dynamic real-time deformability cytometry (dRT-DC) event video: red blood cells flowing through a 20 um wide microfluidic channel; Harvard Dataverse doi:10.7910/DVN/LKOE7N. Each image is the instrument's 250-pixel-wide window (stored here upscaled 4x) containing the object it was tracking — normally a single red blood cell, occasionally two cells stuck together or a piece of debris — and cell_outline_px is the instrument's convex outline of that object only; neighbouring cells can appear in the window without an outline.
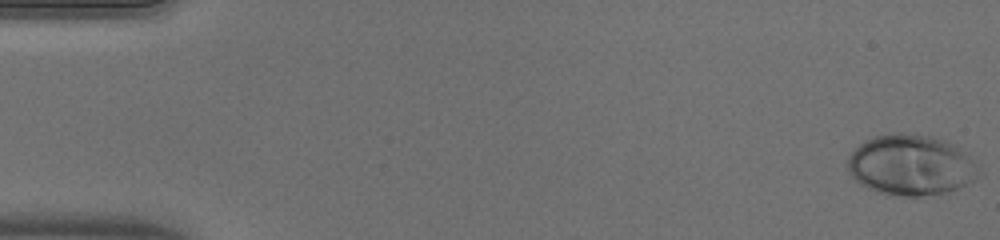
{"species": "human", "species_latin": "Homo sapiens", "temperature_condition": "warm", "stored_images_in_passage": 51, "camera_frame_rate_fps": 3000, "um_per_image_px": 0.085, "donor": {"sex": "male"}, "frame": {"image": 1, "passage_image": 1, "time_ms": 0.0, "image_size_px": [1000, 240], "cell_outline_px": [[984, 176], [976, 180], [956, 188], [944, 192], [920, 196], [888, 196], [876, 192], [860, 184], [848, 172], [848, 156], [860, 144], [872, 136], [896, 132], [916, 132], [932, 136], [944, 140], [952, 144], [964, 152], [980, 164], [984, 172]], "centroid_in_image_um": [77.47, 14.02], "position_along_channel_um": 7.5, "area_um2": 47.22}}
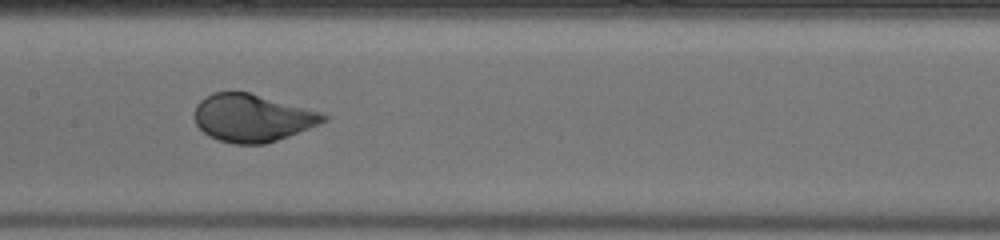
{"frame": {"image": 2, "passage_image": 26, "time_ms": 8.333, "image_size_px": [1000, 240], "cell_outline_px": [[328, 120], [288, 136], [264, 144], [232, 144], [208, 136], [196, 124], [196, 104], [200, 100], [212, 92], [248, 92], [320, 112], [328, 116]], "centroid_in_image_um": [21.42, 10.03], "position_along_channel_um": 186.0, "area_um2": 35.26}}
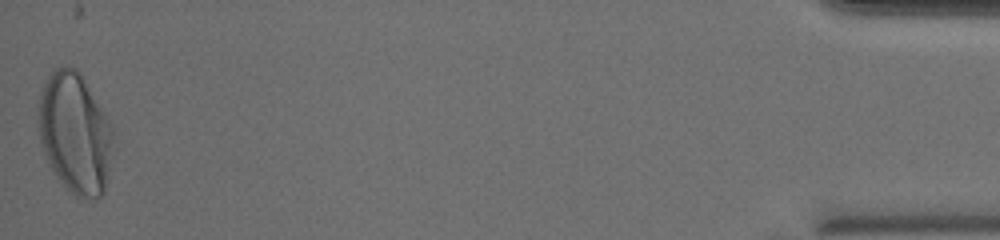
{"frame": {"image": 3, "passage_image": 51, "time_ms": 16.667, "image_size_px": [1000, 240], "cell_outline_px": [[116, 132], [104, 192], [96, 200], [76, 196], [52, 172], [40, 144], [40, 92], [44, 80], [56, 68], [68, 64], [76, 68], [80, 72], [112, 124]], "centroid_in_image_um": [6.41, 11.3], "position_along_channel_um": 428.8, "area_um2": 52.77}, "authors_computed_cell_mechanics": {"area_um2": 37.9168, "velocity_mm_per_s": 4.0258, "shape_relaxation_time_tau1_ms": 2.8176, "shape_relaxation_time_tau2_ms": null, "deformation_change_tau1": 0.1863, "deformation_change_tau2": null}}